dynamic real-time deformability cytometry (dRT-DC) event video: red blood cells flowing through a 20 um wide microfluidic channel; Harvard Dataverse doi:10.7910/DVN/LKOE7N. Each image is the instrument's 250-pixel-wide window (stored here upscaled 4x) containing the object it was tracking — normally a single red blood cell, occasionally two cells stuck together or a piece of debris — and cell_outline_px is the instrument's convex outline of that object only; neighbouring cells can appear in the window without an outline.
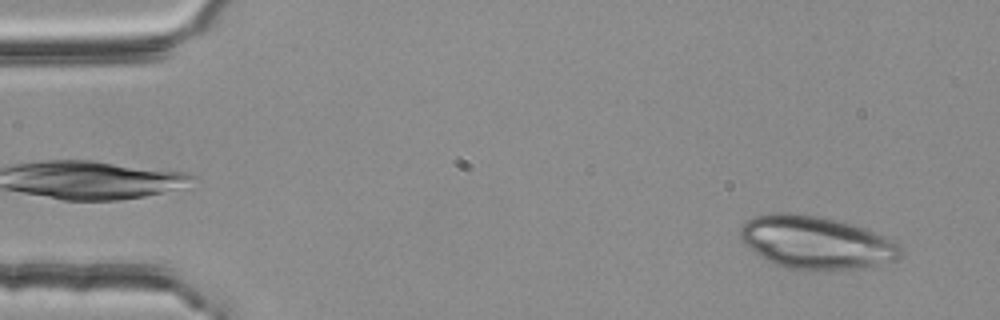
{"species": "common noctule bat (a hibernating species)", "species_latin": "Nyctalus noctula", "temperature_condition": "room temperature", "stored_images_in_passage": 4, "segment_of_instrument_passage": [2, 2], "camera_frame_rate_fps": 3000, "um_per_image_px": 0.085, "animal": {"sex": "female", "body_mass_g": 25.1}, "frame": {"image": 1, "passage_image": 4, "time_ms": 1.0, "image_size_px": [1000, 320], "cell_outline_px": [[900, 256], [892, 260], [872, 264], [824, 272], [788, 268], [776, 264], [760, 256], [744, 244], [740, 236], [740, 228], [748, 220], [756, 216], [772, 212], [792, 212], [820, 216], [840, 220], [856, 224], [884, 236], [892, 240], [900, 248]], "centroid_in_image_um": [69.3, 20.58], "position_along_channel_um": 15.7, "area_um2": 49.13}}